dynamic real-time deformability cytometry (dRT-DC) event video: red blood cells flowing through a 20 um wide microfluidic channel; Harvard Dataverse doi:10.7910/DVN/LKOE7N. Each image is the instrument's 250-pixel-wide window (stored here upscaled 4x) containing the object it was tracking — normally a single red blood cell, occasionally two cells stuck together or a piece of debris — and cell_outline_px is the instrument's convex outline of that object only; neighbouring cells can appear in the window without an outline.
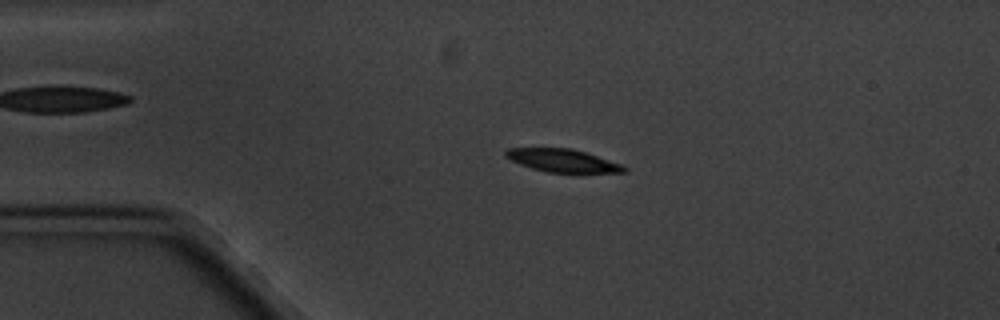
{"species": "common noctule bat (a hibernating species)", "species_latin": "Nyctalus noctula", "temperature_condition": "cold", "stored_images_in_passage": 4, "camera_frame_rate_fps": 3000, "um_per_image_px": 0.085, "animal": {"sex": "male", "body_mass_g": 20.1, "forearm_length_mm": 53.5}, "frame": {"image": 1, "passage_image": 3, "time_ms": 2.333, "image_size_px": [1000, 320], "cell_outline_px": [[628, 172], [548, 172], [532, 168], [520, 164], [504, 156], [504, 152], [508, 148], [572, 148], [624, 164], [628, 168]], "centroid_in_image_um": [47.86, 13.64], "position_along_channel_um": 37.1, "area_um2": 15.78}}